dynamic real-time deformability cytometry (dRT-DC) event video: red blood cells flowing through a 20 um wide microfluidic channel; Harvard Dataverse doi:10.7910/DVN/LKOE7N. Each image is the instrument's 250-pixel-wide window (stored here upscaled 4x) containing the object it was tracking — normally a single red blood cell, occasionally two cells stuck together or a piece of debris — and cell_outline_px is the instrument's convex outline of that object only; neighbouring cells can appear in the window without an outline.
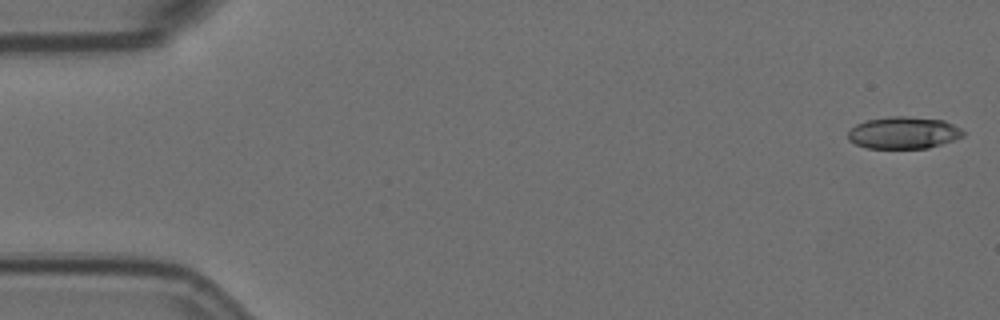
{"species": "Egyptian fruit bat (a non-hibernating species)", "species_latin": "Rousettus aegyptiacus", "temperature_condition": "room temperature", "stored_images_in_passage": 56, "camera_frame_rate_fps": 3000, "um_per_image_px": 0.085, "animal": {"sex": "female"}, "frame": {"image": 1, "passage_image": 1, "time_ms": 0.0, "image_size_px": [1000, 320], "cell_outline_px": [[964, 136], [928, 148], [868, 148], [856, 144], [848, 140], [848, 132], [856, 124], [868, 120], [888, 116], [904, 116], [944, 120], [960, 128], [964, 132]], "centroid_in_image_um": [76.79, 11.28], "position_along_channel_um": 8.2, "area_um2": 21.33}}
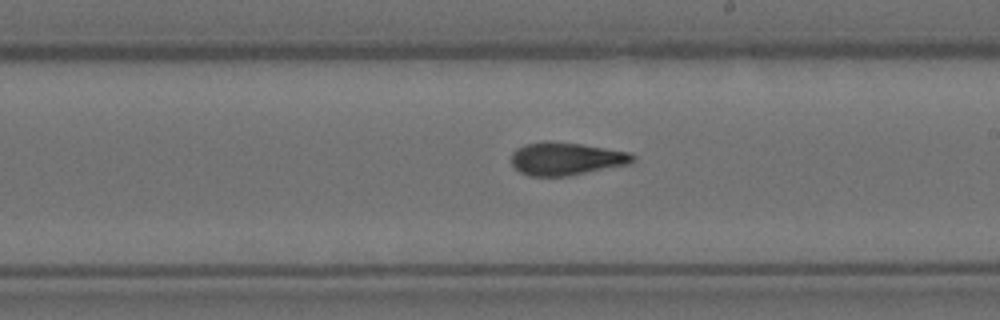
{"frame": {"image": 2, "passage_image": 32, "time_ms": 10.333, "image_size_px": [1000, 320], "cell_outline_px": [[636, 160], [628, 164], [568, 176], [528, 176], [520, 172], [512, 164], [512, 152], [516, 148], [524, 144], [544, 140], [552, 140], [580, 144], [632, 152], [636, 156]], "centroid_in_image_um": [48.12, 13.47], "position_along_channel_um": 240.9, "area_um2": 23.52}}
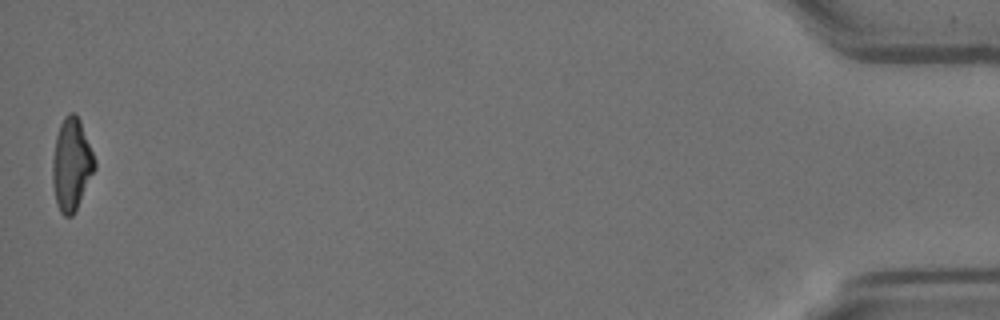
{"frame": {"image": 3, "passage_image": 56, "time_ms": 18.333, "image_size_px": [1000, 320], "cell_outline_px": [[96, 168], [72, 216], [64, 216], [60, 212], [56, 204], [52, 184], [52, 160], [56, 136], [60, 124], [64, 116], [68, 112], [76, 112], [80, 120], [96, 160]], "centroid_in_image_um": [6.07, 13.95], "position_along_channel_um": 429.1, "area_um2": 22.77}, "authors_computed_cell_mechanics": {"area_um2": 22.8599, "velocity_mm_per_s": 3.5614, "shape_relaxation_time_tau1_ms": 7.7867, "shape_relaxation_time_tau2_ms": 2.556, "deformation_change_tau1": 0.2359, "deformation_change_tau2": 0.1049}}